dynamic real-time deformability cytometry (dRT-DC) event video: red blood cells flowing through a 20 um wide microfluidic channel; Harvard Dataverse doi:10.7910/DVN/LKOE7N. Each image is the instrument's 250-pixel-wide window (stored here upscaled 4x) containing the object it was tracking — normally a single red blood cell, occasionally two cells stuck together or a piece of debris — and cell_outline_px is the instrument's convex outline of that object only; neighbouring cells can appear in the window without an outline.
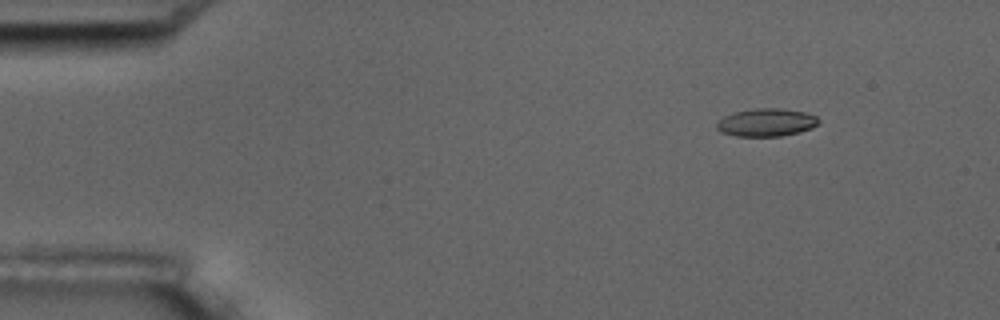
{"species": "common noctule bat (a hibernating species)", "species_latin": "Nyctalus noctula", "temperature_condition": "room temperature", "stored_images_in_passage": 5, "camera_frame_rate_fps": 3000, "um_per_image_px": 0.085, "animal": {"sex": "male", "body_mass_g": 17.5, "forearm_length_mm": 52.3}, "frame": {"image": 1, "passage_image": 2, "time_ms": 1.0, "image_size_px": [1000, 320], "cell_outline_px": [[820, 124], [812, 128], [800, 132], [780, 136], [736, 136], [724, 132], [716, 128], [716, 124], [724, 116], [736, 112], [756, 108], [780, 108], [804, 112], [816, 116], [820, 120]], "centroid_in_image_um": [65.19, 10.41], "position_along_channel_um": 19.8, "area_um2": 16.47}}
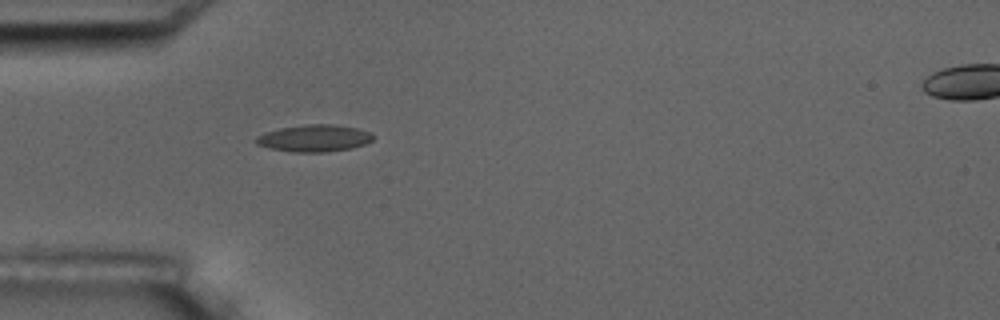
{"frame": {"image": 2, "passage_image": 5, "time_ms": 4.333, "image_size_px": [1000, 320], "cell_outline_px": [[376, 136], [372, 140], [364, 144], [352, 148], [324, 152], [292, 152], [272, 148], [256, 144], [256, 136], [264, 132], [280, 128], [304, 124], [336, 124], [356, 128], [372, 132]], "centroid_in_image_um": [26.74, 11.73], "position_along_channel_um": 58.3, "area_um2": 18.5}}